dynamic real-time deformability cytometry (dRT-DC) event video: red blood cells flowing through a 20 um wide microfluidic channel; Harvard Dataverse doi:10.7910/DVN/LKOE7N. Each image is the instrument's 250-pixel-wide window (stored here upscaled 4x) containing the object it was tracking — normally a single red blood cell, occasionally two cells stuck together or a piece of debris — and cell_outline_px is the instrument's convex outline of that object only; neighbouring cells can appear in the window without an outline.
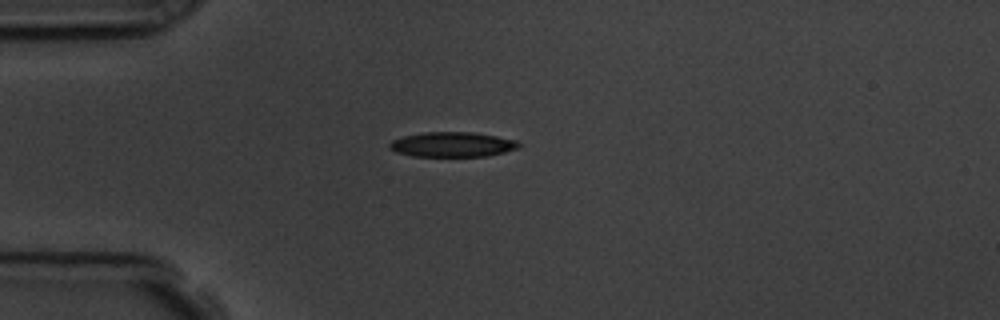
{"species": "common noctule bat (a hibernating species)", "species_latin": "Nyctalus noctula", "temperature_condition": "room temperature", "stored_images_in_passage": 43, "camera_frame_rate_fps": 3000, "um_per_image_px": 0.085, "animal": {"sex": "male", "body_mass_g": 19.5, "forearm_length_mm": 54.6}, "frame": {"image": 1, "passage_image": 1, "time_ms": 0.0, "image_size_px": [1000, 320], "cell_outline_px": [[520, 148], [504, 152], [484, 156], [412, 156], [396, 152], [388, 148], [388, 144], [392, 140], [404, 136], [424, 132], [472, 132], [496, 136], [516, 140], [520, 144]], "centroid_in_image_um": [38.43, 12.28], "position_along_channel_um": 46.6, "area_um2": 18.73}}
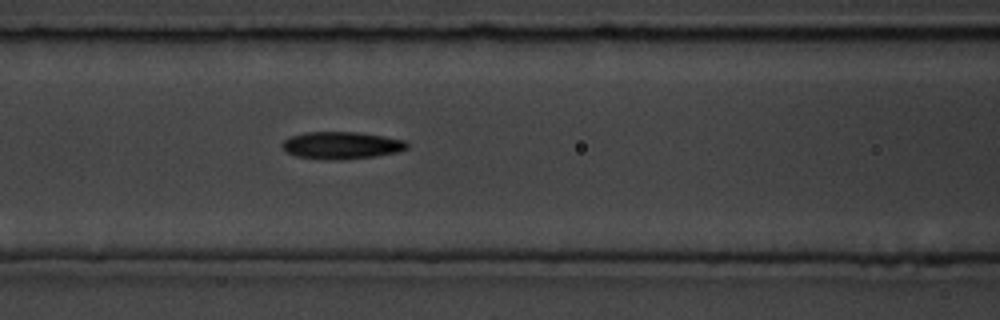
{"frame": {"image": 2, "passage_image": 10, "time_ms": 3.0, "image_size_px": [1000, 320], "cell_outline_px": [[408, 148], [396, 152], [376, 156], [348, 160], [328, 160], [296, 156], [284, 152], [280, 144], [288, 136], [304, 132], [356, 132], [384, 136], [404, 140], [408, 144]], "centroid_in_image_um": [28.97, 12.36], "position_along_channel_um": 137.6, "area_um2": 20.17}}
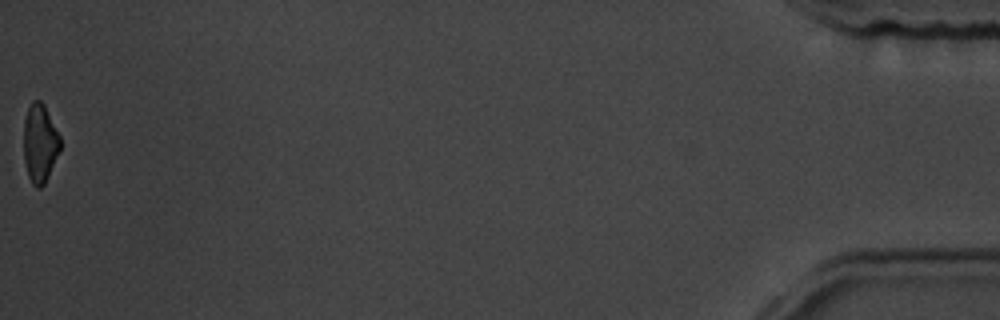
{"frame": {"image": 3, "passage_image": 43, "time_ms": 14.0, "image_size_px": [1000, 320], "cell_outline_px": [[60, 148], [44, 184], [40, 188], [36, 188], [32, 184], [28, 176], [24, 160], [24, 120], [28, 108], [32, 100], [40, 100], [44, 104], [60, 136]], "centroid_in_image_um": [3.37, 12.16], "position_along_channel_um": 431.8, "area_um2": 16.53}, "authors_computed_cell_mechanics": {"area_um2": 19.1318, "velocity_mm_per_s": 3.5921, "shape_relaxation_time_tau1_ms": 3.0123, "shape_relaxation_time_tau2_ms": null, "deformation_change_tau1": 0.1303, "deformation_change_tau2": null}}